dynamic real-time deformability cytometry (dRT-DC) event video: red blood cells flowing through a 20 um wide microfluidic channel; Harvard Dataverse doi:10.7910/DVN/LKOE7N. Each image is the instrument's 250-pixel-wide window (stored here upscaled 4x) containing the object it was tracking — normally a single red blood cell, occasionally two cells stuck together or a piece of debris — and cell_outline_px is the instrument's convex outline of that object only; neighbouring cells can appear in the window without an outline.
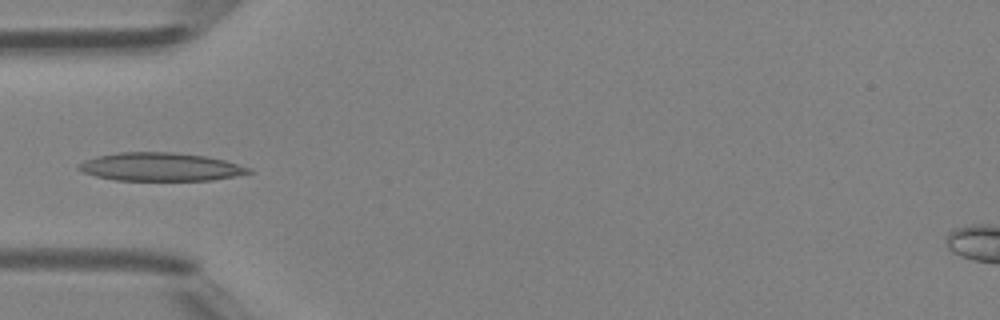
{"species": "Egyptian fruit bat (a non-hibernating species)", "species_latin": "Rousettus aegyptiacus", "temperature_condition": "room temperature", "stored_images_in_passage": 33, "camera_frame_rate_fps": 3000, "um_per_image_px": 0.085, "animal": {"sex": "female"}, "frame": {"image": 1, "passage_image": 1, "time_ms": 0.0, "image_size_px": [1000, 320], "cell_outline_px": [[252, 172], [212, 180], [116, 180], [96, 176], [84, 172], [76, 168], [84, 160], [96, 156], [116, 152], [172, 152], [204, 156], [224, 160], [252, 168]], "centroid_in_image_um": [13.61, 14.18], "position_along_channel_um": 71.4, "area_um2": 27.8}}
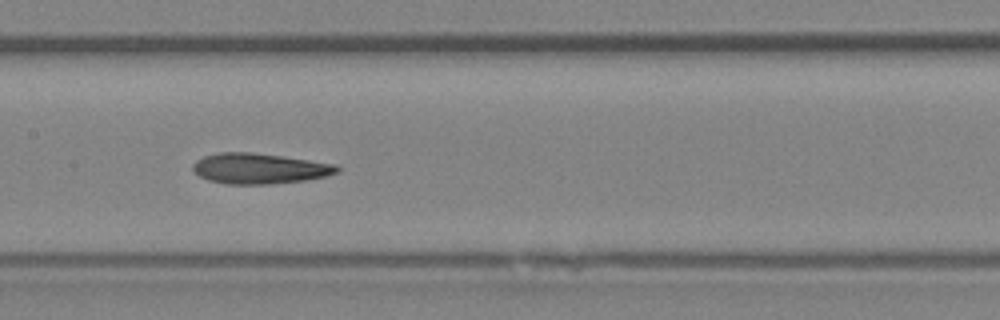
{"frame": {"image": 2, "passage_image": 9, "time_ms": 2.667, "image_size_px": [1000, 320], "cell_outline_px": [[340, 172], [324, 176], [304, 180], [272, 184], [228, 184], [208, 180], [200, 176], [192, 168], [192, 164], [196, 160], [204, 156], [220, 152], [252, 152], [336, 164], [340, 168]], "centroid_in_image_um": [22.04, 14.32], "position_along_channel_um": 185.4, "area_um2": 25.49}}
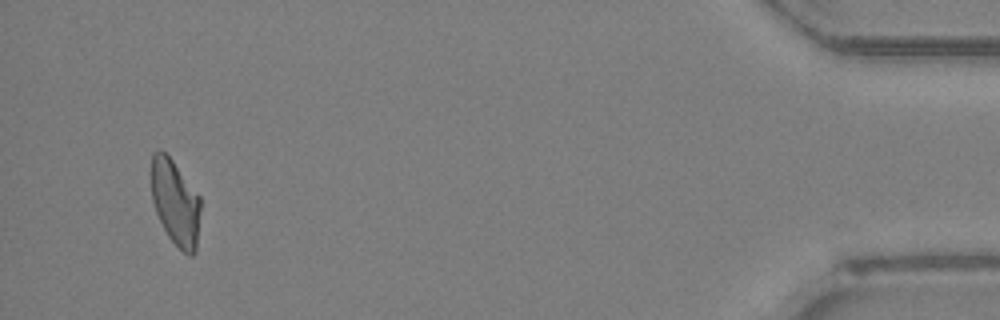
{"frame": {"image": 3, "passage_image": 31, "time_ms": 10.0, "image_size_px": [1000, 320], "cell_outline_px": [[200, 208], [196, 252], [192, 256], [188, 256], [168, 236], [156, 212], [152, 200], [152, 152], [160, 148], [172, 160], [200, 196]], "centroid_in_image_um": [14.91, 17.22], "position_along_channel_um": 420.3, "area_um2": 24.28}}